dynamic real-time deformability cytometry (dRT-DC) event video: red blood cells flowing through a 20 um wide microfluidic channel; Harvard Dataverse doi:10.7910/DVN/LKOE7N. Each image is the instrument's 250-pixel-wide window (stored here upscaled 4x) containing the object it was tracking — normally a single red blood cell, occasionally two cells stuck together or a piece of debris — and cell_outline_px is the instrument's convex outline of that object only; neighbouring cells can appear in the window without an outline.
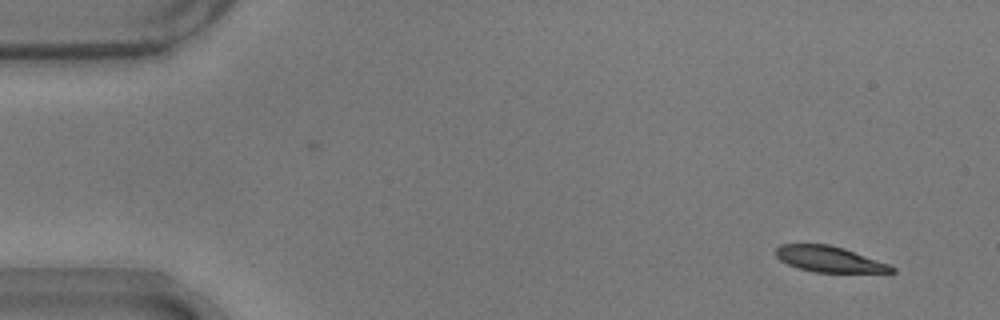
{"species": "common noctule bat (a hibernating species)", "species_latin": "Nyctalus noctula", "temperature_condition": "warm", "stored_images_in_passage": 54, "camera_frame_rate_fps": 3000, "um_per_image_px": 0.085, "animal": {"sex": "male", "body_mass_g": 17.9}, "frame": {"image": 1, "passage_image": 3, "time_ms": 0.667, "image_size_px": [1000, 320], "cell_outline_px": [[896, 272], [812, 272], [788, 264], [780, 260], [776, 256], [776, 248], [780, 244], [828, 244], [844, 248], [888, 264], [896, 268]], "centroid_in_image_um": [70.47, 22.02], "position_along_channel_um": 14.5, "area_um2": 17.22}}
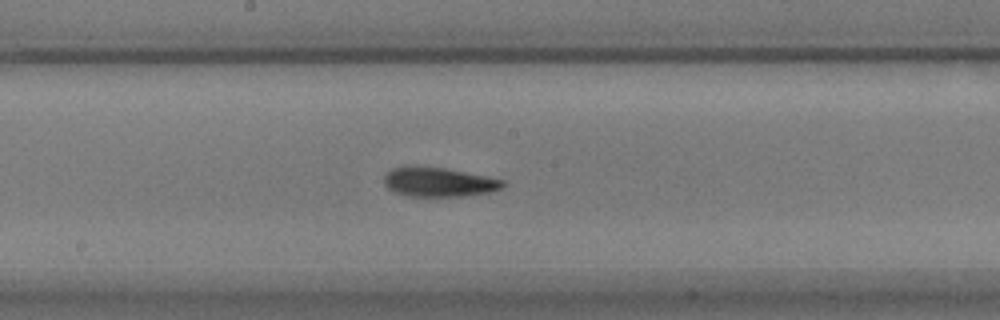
{"frame": {"image": 2, "passage_image": 28, "time_ms": 9.0, "image_size_px": [1000, 320], "cell_outline_px": [[504, 188], [492, 192], [464, 196], [408, 196], [396, 192], [388, 188], [384, 184], [384, 172], [392, 168], [404, 164], [416, 164], [444, 168], [504, 180]], "centroid_in_image_um": [37.22, 15.44], "position_along_channel_um": 211.0, "area_um2": 20.75}}
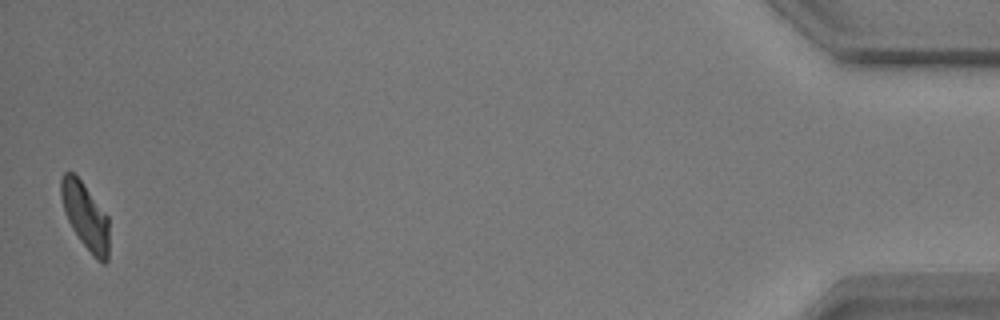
{"frame": {"image": 3, "passage_image": 53, "time_ms": 17.333, "image_size_px": [1000, 320], "cell_outline_px": [[108, 260], [104, 264], [96, 260], [92, 256], [80, 240], [72, 228], [64, 212], [60, 196], [60, 180], [64, 172], [72, 172], [80, 180], [108, 216]], "centroid_in_image_um": [7.24, 18.39], "position_along_channel_um": 428.0, "area_um2": 18.55}, "authors_computed_cell_mechanics": {"area_um2": 19.5075, "velocity_mm_per_s": 3.6955, "shape_relaxation_time_tau1_ms": 5.1536, "shape_relaxation_time_tau2_ms": 3.3504, "deformation_change_tau1": 0.1664, "deformation_change_tau2": 0.1033}}